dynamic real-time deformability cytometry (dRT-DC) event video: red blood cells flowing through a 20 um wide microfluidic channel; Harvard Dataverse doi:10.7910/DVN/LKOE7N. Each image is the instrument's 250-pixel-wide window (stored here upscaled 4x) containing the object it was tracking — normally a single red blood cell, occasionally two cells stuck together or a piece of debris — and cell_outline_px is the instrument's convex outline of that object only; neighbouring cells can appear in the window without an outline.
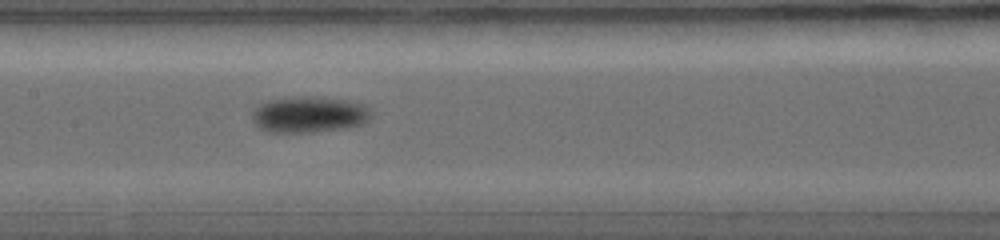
{"species": "common noctule bat (a hibernating species)", "species_latin": "Nyctalus noctula", "temperature_condition": "warm", "stored_images_in_passage": 6, "camera_frame_rate_fps": 5000, "um_per_image_px": 0.085, "animal": {"sex": "female", "body_mass_g": 19.0, "forearm_length_mm": 56.7}, "frame": {"image": 1, "passage_image": 4, "time_ms": 1.8, "image_size_px": [1000, 240], "cell_outline_px": [[372, 116], [364, 124], [344, 128], [312, 132], [268, 132], [260, 128], [252, 120], [252, 112], [260, 104], [268, 100], [284, 96], [316, 96], [344, 100], [364, 104], [372, 112]], "centroid_in_image_um": [26.27, 9.72], "position_along_channel_um": 181.1, "area_um2": 25.37}}
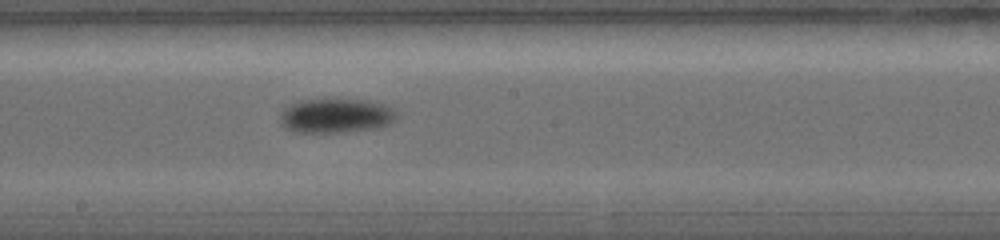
{"frame": {"image": 2, "passage_image": 5, "time_ms": 2.4, "image_size_px": [1000, 240], "cell_outline_px": [[396, 120], [392, 124], [376, 128], [340, 132], [292, 132], [284, 128], [280, 124], [280, 112], [288, 104], [300, 100], [368, 100], [384, 104], [396, 108]], "centroid_in_image_um": [28.55, 9.84], "position_along_channel_um": 219.7, "area_um2": 23.64}}
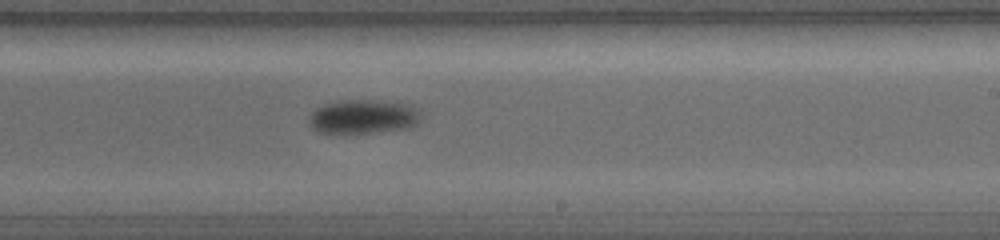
{"frame": {"image": 3, "passage_image": 6, "time_ms": 3.0, "image_size_px": [1000, 240], "cell_outline_px": [[420, 120], [416, 124], [408, 128], [368, 132], [320, 132], [312, 128], [308, 120], [308, 116], [316, 108], [324, 104], [336, 100], [400, 100], [416, 108], [420, 112]], "centroid_in_image_um": [30.9, 9.87], "position_along_channel_um": 258.1, "area_um2": 22.37}}